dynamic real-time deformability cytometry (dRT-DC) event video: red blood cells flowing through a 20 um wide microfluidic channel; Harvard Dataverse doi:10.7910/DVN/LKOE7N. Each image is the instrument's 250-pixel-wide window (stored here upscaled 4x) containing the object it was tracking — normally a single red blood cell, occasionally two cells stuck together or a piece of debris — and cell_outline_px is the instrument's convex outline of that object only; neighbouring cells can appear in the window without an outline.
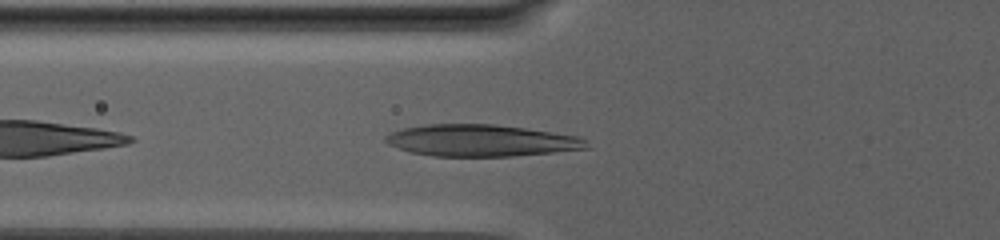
{"species": "human", "species_latin": "Homo sapiens", "temperature_condition": "warm", "stored_images_in_passage": 56, "camera_frame_rate_fps": 3000, "um_per_image_px": 0.085, "donor": {"sex": "male"}, "frame": {"image": 1, "passage_image": 7, "time_ms": 2.0, "image_size_px": [1000, 240], "cell_outline_px": [[588, 148], [552, 152], [512, 156], [432, 156], [408, 152], [388, 144], [384, 140], [384, 136], [392, 132], [404, 128], [424, 124], [496, 124], [524, 128], [576, 136], [588, 140]], "centroid_in_image_um": [40.84, 11.94], "position_along_channel_um": 85.0, "area_um2": 37.11}}
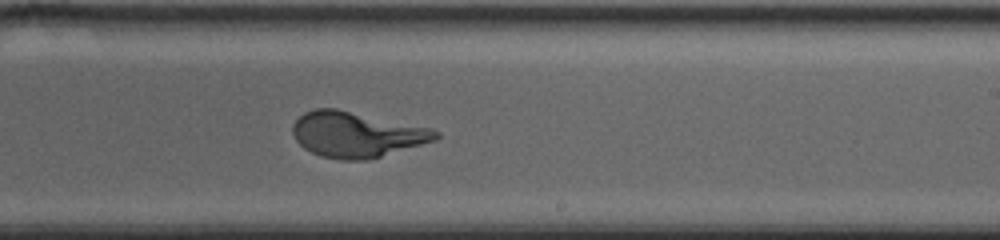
{"frame": {"image": 2, "passage_image": 28, "time_ms": 9.0, "image_size_px": [1000, 240], "cell_outline_px": [[440, 136], [436, 140], [380, 156], [364, 160], [340, 160], [320, 156], [304, 148], [296, 140], [292, 132], [292, 124], [304, 112], [316, 108], [336, 108], [428, 128], [440, 132]], "centroid_in_image_um": [30.26, 11.43], "position_along_channel_um": 258.7, "area_um2": 37.45}}
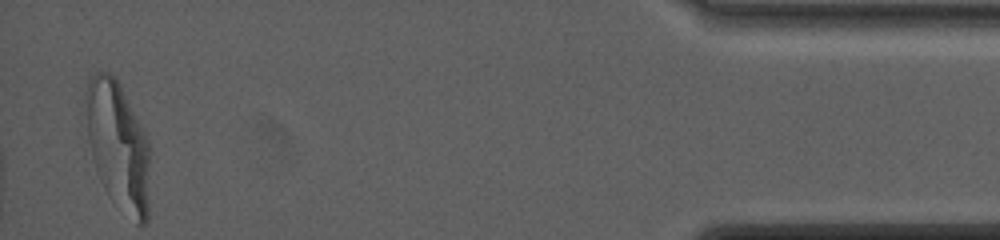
{"frame": {"image": 3, "passage_image": 56, "time_ms": 18.333, "image_size_px": [1000, 240], "cell_outline_px": [[148, 220], [144, 224], [140, 224], [112, 200], [108, 196], [100, 180], [92, 156], [88, 140], [88, 80], [96, 72], [108, 72], [120, 84], [148, 140]], "centroid_in_image_um": [10.05, 12.41], "position_along_channel_um": 425.1, "area_um2": 46.3}}